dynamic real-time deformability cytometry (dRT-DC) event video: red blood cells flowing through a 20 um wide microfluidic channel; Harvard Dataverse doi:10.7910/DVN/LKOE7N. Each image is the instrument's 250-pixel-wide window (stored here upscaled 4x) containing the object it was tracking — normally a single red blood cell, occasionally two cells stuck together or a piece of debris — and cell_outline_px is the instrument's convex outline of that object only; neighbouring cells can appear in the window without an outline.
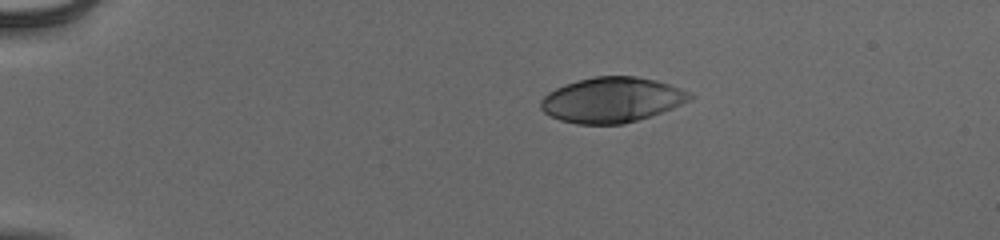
{"species": "human", "species_latin": "Homo sapiens", "temperature_condition": "cold", "stored_images_in_passage": 43, "camera_frame_rate_fps": 3000, "um_per_image_px": 0.085, "donor": {"sex": "male"}, "frame": {"image": 1, "passage_image": 1, "time_ms": 0.0, "image_size_px": [1000, 240], "cell_outline_px": [[696, 96], [672, 108], [652, 116], [624, 124], [576, 124], [560, 120], [544, 112], [540, 108], [540, 100], [548, 92], [564, 84], [576, 80], [596, 76], [636, 76], [656, 80], [692, 92]], "centroid_in_image_um": [52.0, 8.49], "position_along_channel_um": 33.0, "area_um2": 39.42}}
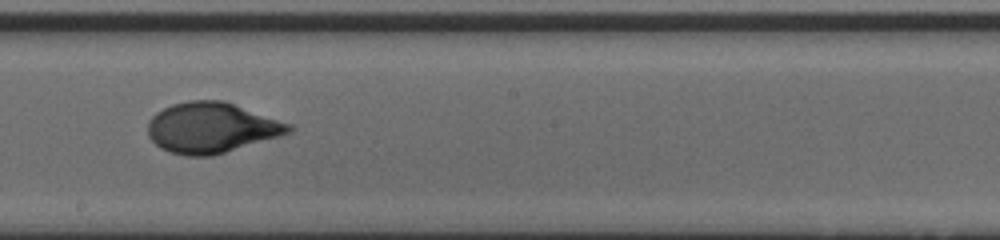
{"frame": {"image": 2, "passage_image": 22, "time_ms": 7.0, "image_size_px": [1000, 240], "cell_outline_px": [[296, 128], [292, 132], [280, 136], [212, 156], [188, 156], [172, 152], [160, 148], [148, 136], [148, 120], [156, 112], [172, 104], [188, 100], [224, 100], [292, 124]], "centroid_in_image_um": [17.99, 10.85], "position_along_channel_um": 230.2, "area_um2": 41.62}}
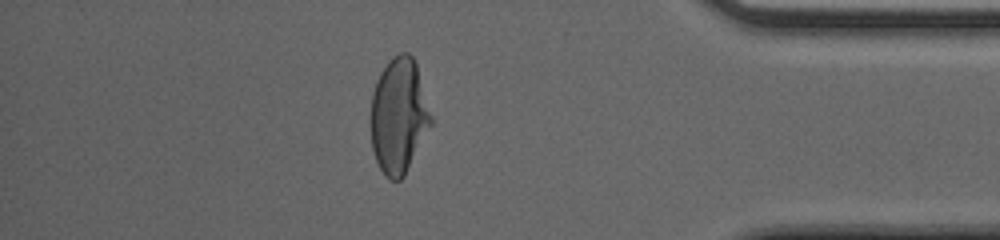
{"frame": {"image": 3, "passage_image": 37, "time_ms": 12.0, "image_size_px": [1000, 240], "cell_outline_px": [[432, 124], [404, 176], [400, 180], [388, 180], [384, 176], [376, 160], [372, 148], [372, 92], [376, 80], [380, 72], [388, 60], [392, 56], [400, 52], [408, 52], [412, 56], [416, 64], [432, 116]], "centroid_in_image_um": [33.9, 9.83], "position_along_channel_um": 401.3, "area_um2": 40.4}, "authors_computed_cell_mechanics": {"area_um2": 40.3444, "velocity_mm_per_s": 3.9386, "shape_relaxation_time_tau1_ms": 4.7176, "shape_relaxation_time_tau2_ms": null, "deformation_change_tau1": 0.22, "deformation_change_tau2": null}}